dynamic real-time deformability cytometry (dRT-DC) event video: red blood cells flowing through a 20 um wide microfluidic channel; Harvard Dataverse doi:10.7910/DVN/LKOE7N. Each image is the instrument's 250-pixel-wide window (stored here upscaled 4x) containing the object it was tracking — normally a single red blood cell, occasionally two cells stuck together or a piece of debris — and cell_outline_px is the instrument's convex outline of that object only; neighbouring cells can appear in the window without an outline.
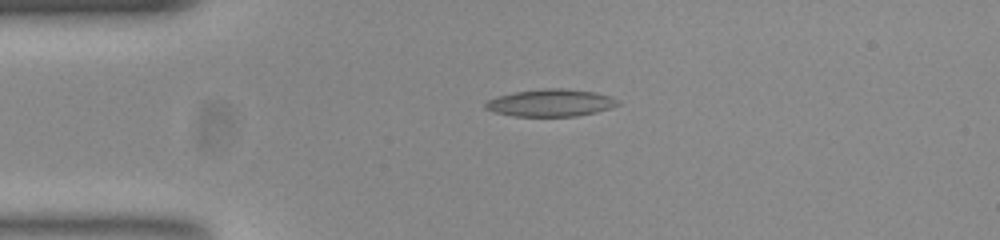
{"species": "common noctule bat (a hibernating species)", "species_latin": "Nyctalus noctula", "temperature_condition": "room temperature", "stored_images_in_passage": 41, "camera_frame_rate_fps": 3000, "um_per_image_px": 0.085, "animal": {"sex": "female", "body_mass_g": 23.0, "forearm_length_mm": 53.4}, "frame": {"image": 1, "passage_image": 1, "time_ms": 0.0, "image_size_px": [1000, 240], "cell_outline_px": [[620, 104], [596, 112], [576, 116], [512, 116], [496, 112], [484, 108], [484, 104], [488, 100], [500, 96], [516, 92], [544, 88], [564, 88], [592, 92], [608, 96], [616, 100]], "centroid_in_image_um": [46.77, 8.75], "position_along_channel_um": 38.2, "area_um2": 20.63}}
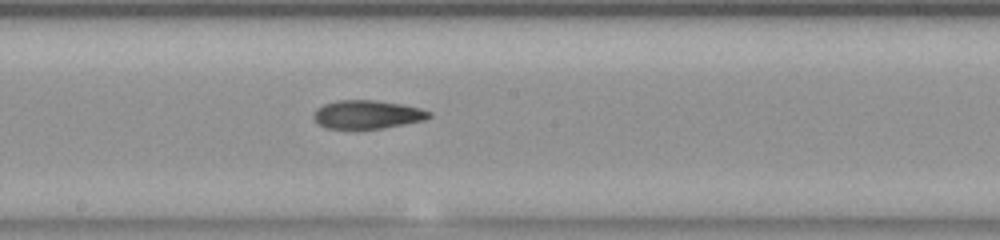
{"frame": {"image": 2, "passage_image": 17, "time_ms": 5.333, "image_size_px": [1000, 240], "cell_outline_px": [[432, 116], [424, 120], [404, 124], [380, 128], [324, 128], [312, 116], [316, 108], [324, 104], [336, 100], [372, 100], [400, 104], [420, 108], [432, 112]], "centroid_in_image_um": [31.21, 9.72], "position_along_channel_um": 217.0, "area_um2": 18.96}}
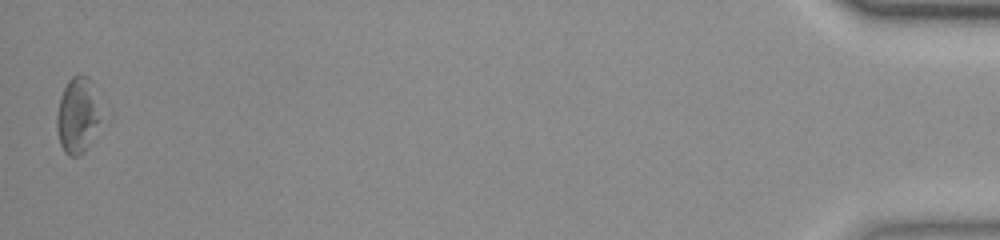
{"frame": {"image": 3, "passage_image": 41, "time_ms": 13.333, "image_size_px": [1000, 240], "cell_outline_px": [[112, 116], [84, 152], [76, 156], [68, 156], [64, 152], [60, 144], [56, 128], [56, 116], [60, 96], [68, 80], [76, 72], [80, 72], [88, 76], [112, 112]], "centroid_in_image_um": [6.83, 9.75], "position_along_channel_um": 428.4, "area_um2": 22.48}, "authors_computed_cell_mechanics": {"area_um2": 19.7098, "velocity_mm_per_s": 3.8764, "shape_relaxation_time_tau1_ms": null, "shape_relaxation_time_tau2_ms": 5.1361, "deformation_change_tau1": null, "deformation_change_tau2": 0.1325}}